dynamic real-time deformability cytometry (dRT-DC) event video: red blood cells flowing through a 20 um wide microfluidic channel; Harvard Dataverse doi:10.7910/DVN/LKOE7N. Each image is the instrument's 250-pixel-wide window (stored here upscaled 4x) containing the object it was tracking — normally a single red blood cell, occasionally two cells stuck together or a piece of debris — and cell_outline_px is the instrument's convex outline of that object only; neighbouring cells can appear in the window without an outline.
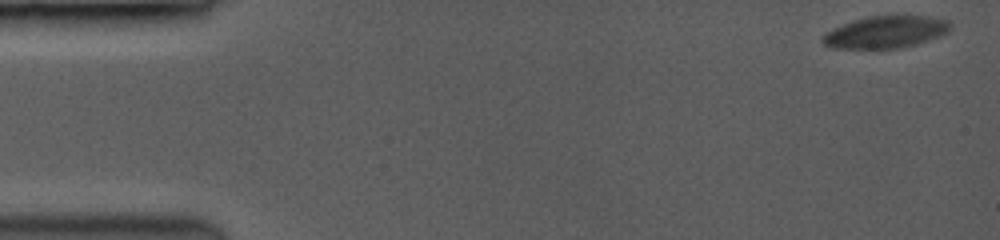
{"species": "common noctule bat (a hibernating species)", "species_latin": "Nyctalus noctula", "temperature_condition": "room temperature", "stored_images_in_passage": 58, "camera_frame_rate_fps": 3500, "um_per_image_px": 0.085, "animal": {"sex": "female", "body_mass_g": 19.0, "forearm_length_mm": 53.3}, "frame": {"image": 1, "passage_image": 1, "time_ms": 0.0, "image_size_px": [1000, 240], "cell_outline_px": [[948, 28], [944, 32], [936, 36], [912, 44], [892, 48], [840, 48], [824, 44], [824, 36], [828, 32], [844, 24], [856, 20], [876, 16], [920, 16], [940, 20], [948, 24]], "centroid_in_image_um": [75.2, 2.73], "position_along_channel_um": 9.8, "area_um2": 22.08}}
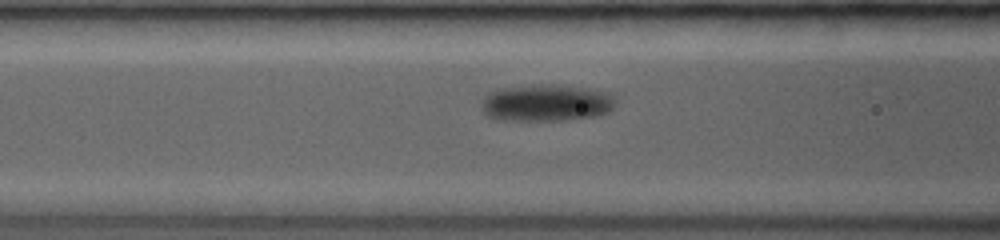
{"frame": {"image": 2, "passage_image": 25, "time_ms": 6.857, "image_size_px": [1000, 240], "cell_outline_px": [[612, 108], [604, 112], [592, 116], [560, 120], [504, 120], [488, 116], [484, 112], [484, 100], [488, 96], [504, 88], [536, 84], [580, 88], [600, 92], [608, 96], [612, 104]], "centroid_in_image_um": [46.35, 8.77], "position_along_channel_um": 120.2, "area_um2": 26.99}}
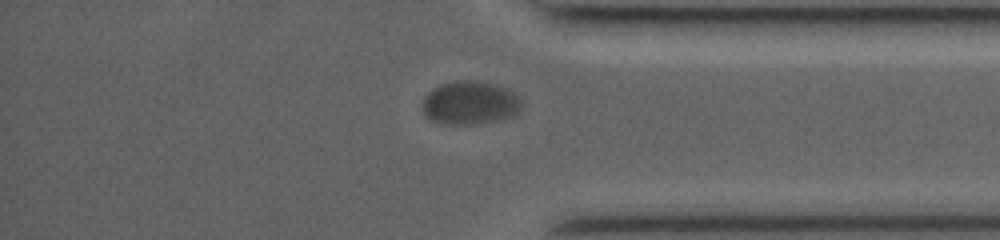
{"frame": {"image": 3, "passage_image": 51, "time_ms": 14.286, "image_size_px": [1000, 240], "cell_outline_px": [[524, 104], [516, 116], [480, 124], [444, 124], [428, 120], [424, 116], [424, 96], [432, 88], [440, 84], [460, 80], [476, 80], [496, 84], [520, 96]], "centroid_in_image_um": [39.98, 8.75], "position_along_channel_um": 395.2, "area_um2": 25.61}, "authors_computed_cell_mechanics": {"area_um2": 24.6517, "velocity_mm_per_s": 3.7217, "shape_relaxation_time_tau1_ms": 3.4331, "shape_relaxation_time_tau2_ms": null, "deformation_change_tau1": 0.1096, "deformation_change_tau2": null}}